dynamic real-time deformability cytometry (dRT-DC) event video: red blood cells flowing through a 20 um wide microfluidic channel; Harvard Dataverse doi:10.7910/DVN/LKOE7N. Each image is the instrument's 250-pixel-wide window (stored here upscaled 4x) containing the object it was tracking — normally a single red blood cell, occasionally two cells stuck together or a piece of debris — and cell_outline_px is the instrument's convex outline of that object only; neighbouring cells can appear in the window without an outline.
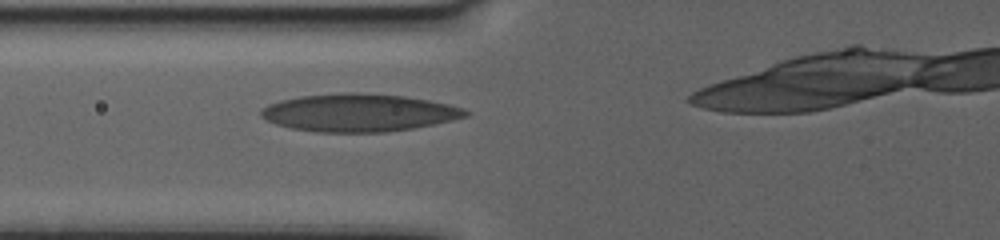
{"species": "human", "species_latin": "Homo sapiens", "temperature_condition": "warm", "stored_images_in_passage": 37, "camera_frame_rate_fps": 3000, "um_per_image_px": 0.085, "donor": {"sex": "female"}, "frame": {"image": 1, "passage_image": 7, "time_ms": 2.0, "image_size_px": [1000, 240], "cell_outline_px": [[468, 116], [452, 120], [412, 128], [384, 132], [316, 132], [292, 128], [276, 124], [260, 116], [260, 108], [268, 104], [280, 100], [300, 96], [340, 92], [356, 92], [404, 96], [428, 100], [448, 104], [464, 108], [468, 112]], "centroid_in_image_um": [30.46, 9.57], "position_along_channel_um": 95.3, "area_um2": 44.91}}
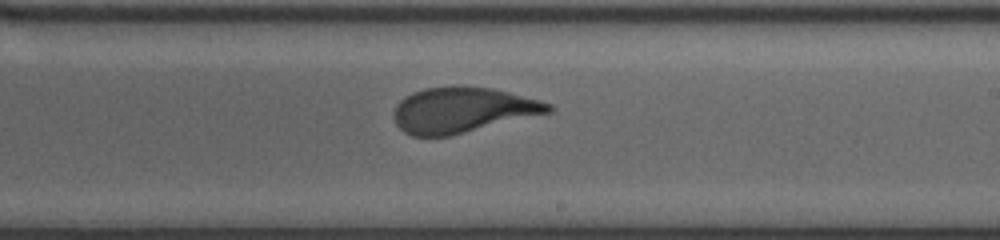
{"frame": {"image": 2, "passage_image": 21, "time_ms": 6.667, "image_size_px": [1000, 240], "cell_outline_px": [[556, 108], [552, 112], [448, 136], [412, 136], [404, 132], [396, 124], [396, 104], [400, 100], [412, 92], [424, 88], [492, 88], [540, 100], [552, 104]], "centroid_in_image_um": [39.35, 9.37], "position_along_channel_um": 249.6, "area_um2": 40.06}}
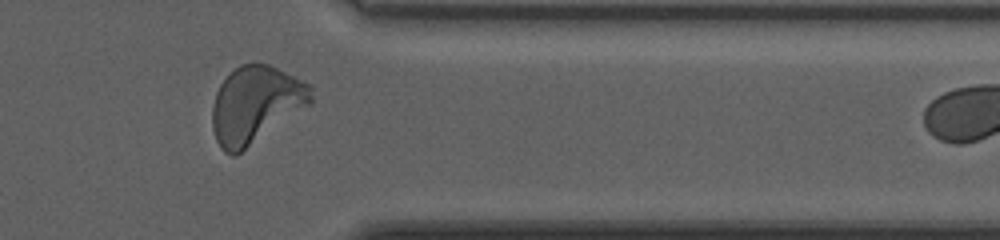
{"frame": {"image": 3, "passage_image": 34, "time_ms": 11.0, "image_size_px": [1000, 240], "cell_outline_px": [[312, 104], [236, 156], [232, 156], [224, 152], [220, 148], [216, 140], [212, 128], [212, 104], [216, 92], [220, 84], [240, 64], [252, 60], [268, 64], [312, 84]], "centroid_in_image_um": [21.74, 8.89], "position_along_channel_um": 389.7, "area_um2": 45.03}}